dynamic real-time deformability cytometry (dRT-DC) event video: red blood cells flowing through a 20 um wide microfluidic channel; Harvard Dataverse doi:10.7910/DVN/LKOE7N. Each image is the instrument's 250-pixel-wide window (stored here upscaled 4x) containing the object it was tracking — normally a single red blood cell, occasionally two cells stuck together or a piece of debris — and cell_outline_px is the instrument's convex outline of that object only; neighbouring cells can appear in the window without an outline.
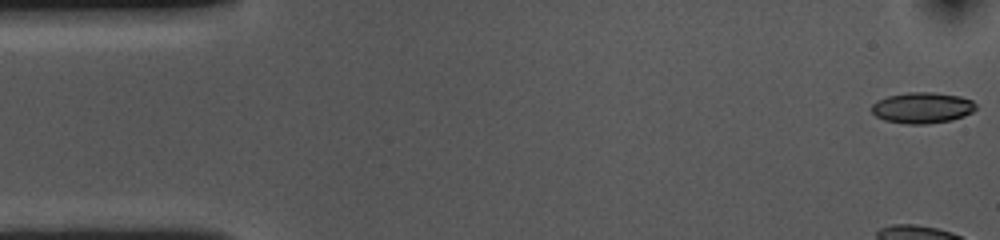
{"species": "common noctule bat (a hibernating species)", "species_latin": "Nyctalus noctula", "temperature_condition": "cold", "stored_images_in_passage": 48, "camera_frame_rate_fps": 3000, "um_per_image_px": 0.085, "animal": {"sex": "female", "body_mass_g": 10.0, "forearm_length_mm": 53.1}, "frame": {"image": 1, "passage_image": 1, "time_ms": 0.0, "image_size_px": [1000, 240], "cell_outline_px": [[976, 108], [972, 112], [964, 116], [952, 120], [924, 124], [908, 124], [884, 120], [876, 116], [872, 112], [872, 104], [876, 100], [888, 96], [908, 92], [932, 92], [960, 96], [972, 100], [976, 104]], "centroid_in_image_um": [78.39, 9.16], "position_along_channel_um": 6.6, "area_um2": 18.84}}
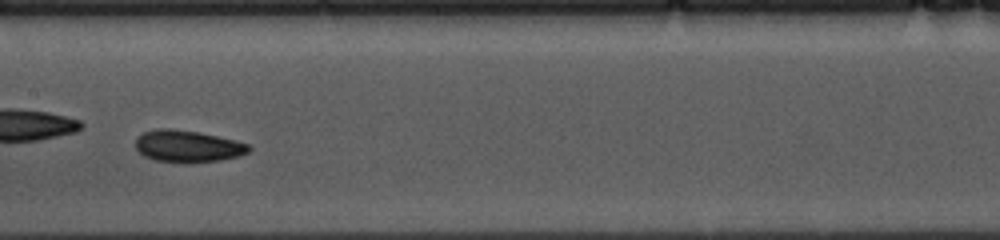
{"frame": {"image": 2, "passage_image": 27, "time_ms": 8.667, "image_size_px": [1000, 240], "cell_outline_px": [[252, 148], [248, 152], [240, 156], [220, 160], [156, 160], [144, 156], [136, 148], [136, 136], [144, 132], [156, 128], [172, 128], [196, 132], [236, 140], [248, 144]], "centroid_in_image_um": [15.95, 12.38], "position_along_channel_um": 191.4, "area_um2": 20.35}}
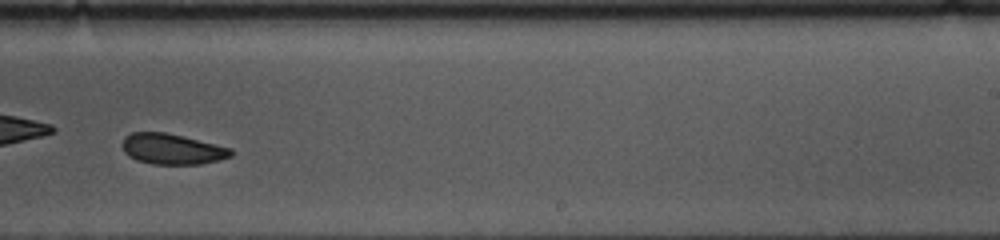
{"frame": {"image": 3, "passage_image": 34, "time_ms": 11.0, "image_size_px": [1000, 240], "cell_outline_px": [[232, 156], [200, 164], [152, 164], [136, 160], [128, 156], [124, 152], [124, 136], [132, 132], [164, 132], [232, 148]], "centroid_in_image_um": [14.61, 12.67], "position_along_channel_um": 274.4, "area_um2": 19.13}, "authors_computed_cell_mechanics": {"area_um2": 20.2011, "velocity_mm_per_s": 3.5703, "shape_relaxation_time_tau1_ms": 3.0166, "shape_relaxation_time_tau2_ms": 6.7762, "deformation_change_tau1": 0.0758, "deformation_change_tau2": 0.1029}}